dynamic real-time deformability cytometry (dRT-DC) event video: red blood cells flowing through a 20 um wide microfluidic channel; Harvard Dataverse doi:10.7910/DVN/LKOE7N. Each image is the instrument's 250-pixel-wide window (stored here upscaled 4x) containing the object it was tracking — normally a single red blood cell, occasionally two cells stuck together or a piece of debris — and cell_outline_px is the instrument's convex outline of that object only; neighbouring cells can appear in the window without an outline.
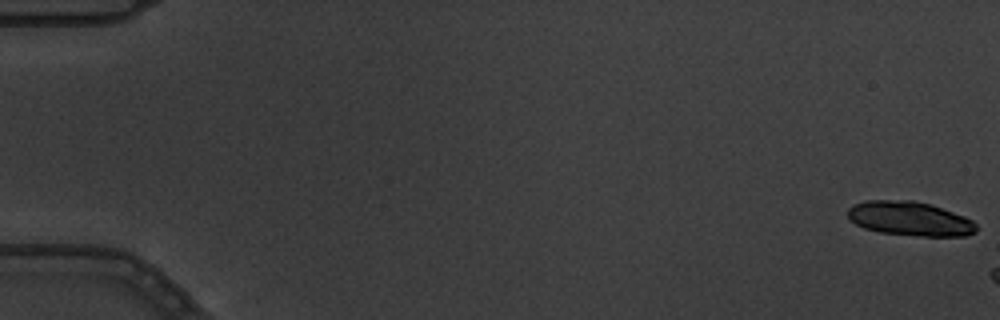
{"species": "common noctule bat (a hibernating species)", "species_latin": "Nyctalus noctula", "temperature_condition": "warm", "stored_images_in_passage": 3, "camera_frame_rate_fps": 3000, "um_per_image_px": 0.085, "animal": {"sex": "male", "body_mass_g": 19.5, "forearm_length_mm": 54.6}, "frame": {"image": 1, "passage_image": 1, "time_ms": 0.0, "image_size_px": [1000, 320], "cell_outline_px": [[976, 232], [964, 236], [920, 236], [880, 232], [864, 228], [856, 224], [848, 216], [848, 208], [852, 204], [864, 200], [912, 200], [928, 204], [964, 216], [972, 220], [976, 224]], "centroid_in_image_um": [77.31, 18.58], "position_along_channel_um": 7.7, "area_um2": 25.49}}